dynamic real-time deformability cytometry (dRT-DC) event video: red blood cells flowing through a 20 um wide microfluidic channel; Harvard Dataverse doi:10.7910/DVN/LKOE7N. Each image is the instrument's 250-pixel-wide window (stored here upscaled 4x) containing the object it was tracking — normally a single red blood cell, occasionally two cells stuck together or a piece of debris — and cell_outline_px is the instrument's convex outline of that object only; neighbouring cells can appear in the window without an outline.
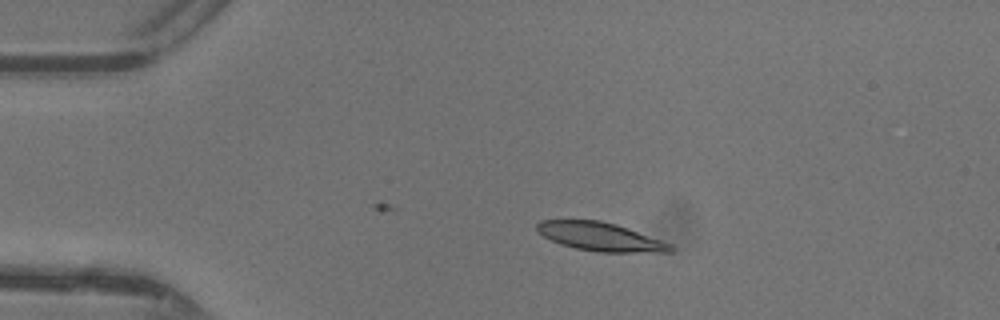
{"species": "common noctule bat (a hibernating species)", "species_latin": "Nyctalus noctula", "temperature_condition": "warm", "stored_images_in_passage": 40, "camera_frame_rate_fps": 3000, "um_per_image_px": 0.085, "animal": {"sex": "female"}, "frame": {"image": 1, "passage_image": 9, "time_ms": 2.667, "image_size_px": [1000, 320], "cell_outline_px": [[672, 252], [600, 252], [576, 248], [560, 244], [544, 236], [536, 228], [536, 224], [540, 220], [600, 220], [616, 224], [628, 228], [672, 244]], "centroid_in_image_um": [51.03, 20.11], "position_along_channel_um": 34.0, "area_um2": 21.96}}
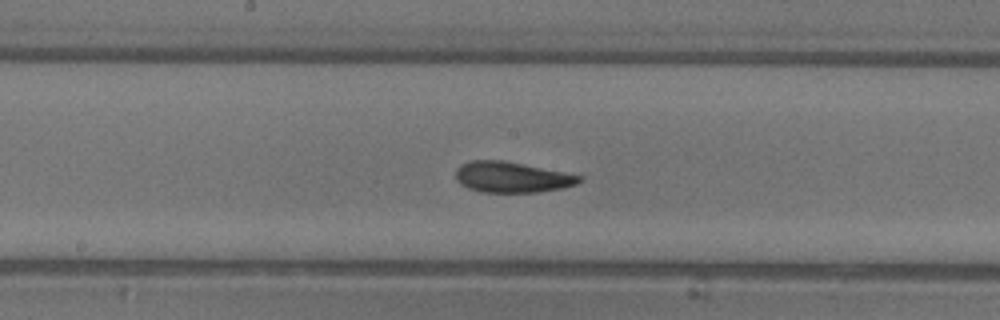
{"frame": {"image": 2, "passage_image": 24, "time_ms": 7.667, "image_size_px": [1000, 320], "cell_outline_px": [[584, 180], [576, 184], [564, 188], [536, 192], [480, 192], [468, 188], [460, 184], [456, 180], [456, 168], [460, 164], [472, 160], [504, 160], [584, 176]], "centroid_in_image_um": [43.51, 15.06], "position_along_channel_um": 204.7, "area_um2": 22.31}}
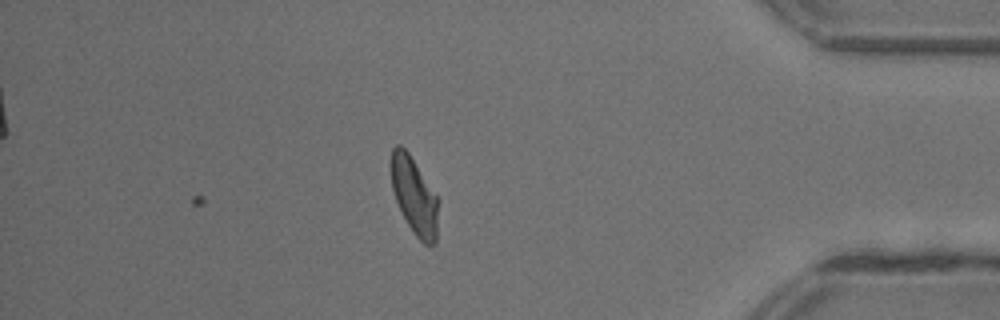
{"frame": {"image": 3, "passage_image": 40, "time_ms": 13.0, "image_size_px": [1000, 320], "cell_outline_px": [[440, 200], [436, 240], [432, 244], [424, 244], [412, 232], [396, 200], [392, 188], [388, 164], [392, 148], [396, 144], [400, 144], [408, 152]], "centroid_in_image_um": [35.2, 16.6], "position_along_channel_um": 400.0, "area_um2": 21.62}, "authors_computed_cell_mechanics": {"area_um2": 21.9929, "velocity_mm_per_s": 4.3742, "shape_relaxation_time_tau1_ms": 4.6165, "shape_relaxation_time_tau2_ms": 1.1966, "deformation_change_tau1": 0.1628, "deformation_change_tau2": 0.0705}}